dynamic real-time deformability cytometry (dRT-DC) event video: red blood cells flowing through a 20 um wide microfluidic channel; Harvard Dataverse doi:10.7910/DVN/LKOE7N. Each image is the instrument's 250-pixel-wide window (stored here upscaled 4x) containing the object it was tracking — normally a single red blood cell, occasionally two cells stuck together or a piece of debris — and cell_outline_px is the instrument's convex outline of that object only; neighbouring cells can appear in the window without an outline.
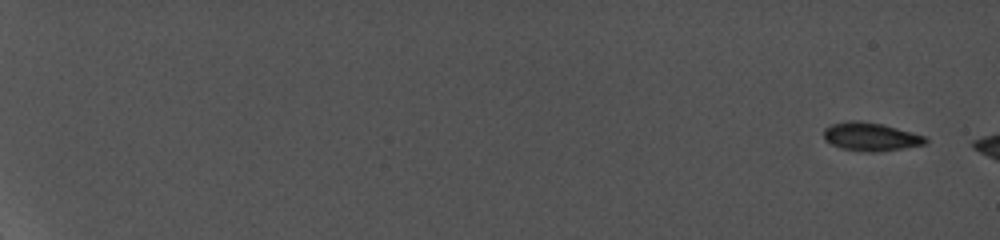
{"species": "common noctule bat (a hibernating species)", "species_latin": "Nyctalus noctula", "temperature_condition": "cold", "stored_images_in_passage": 4, "camera_frame_rate_fps": 5000, "um_per_image_px": 0.085, "animal": {"sex": "female", "body_mass_g": 19.0, "forearm_length_mm": 56.7}, "frame": {"image": 1, "passage_image": 1, "time_ms": 0.0, "image_size_px": [1000, 240], "cell_outline_px": [[928, 140], [924, 144], [904, 148], [872, 152], [868, 152], [840, 148], [824, 140], [824, 128], [832, 124], [848, 120], [860, 120], [880, 124], [896, 128], [924, 136]], "centroid_in_image_um": [73.96, 11.61], "position_along_channel_um": 11.0, "area_um2": 16.59}}